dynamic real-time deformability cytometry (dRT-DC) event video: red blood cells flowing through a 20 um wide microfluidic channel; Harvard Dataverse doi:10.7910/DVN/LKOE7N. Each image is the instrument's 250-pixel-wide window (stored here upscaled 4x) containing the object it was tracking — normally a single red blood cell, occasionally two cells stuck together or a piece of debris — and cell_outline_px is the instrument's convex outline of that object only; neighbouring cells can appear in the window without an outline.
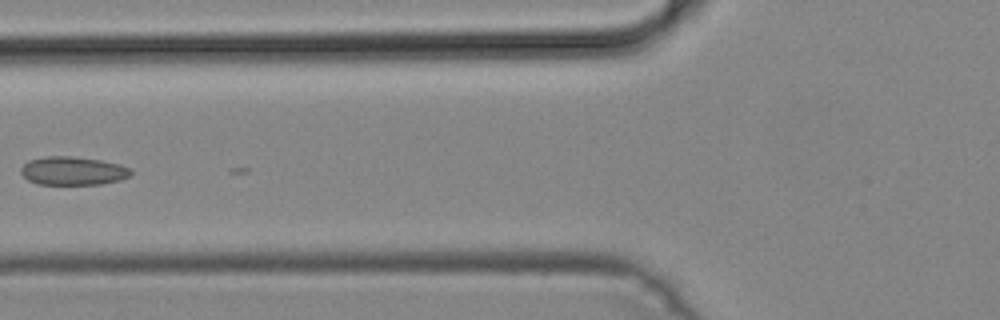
{"species": "common noctule bat (a hibernating species)", "species_latin": "Nyctalus noctula", "temperature_condition": "cold", "stored_images_in_passage": 21, "camera_frame_rate_fps": 3000, "um_per_image_px": 0.085, "animal": {"sex": "male", "body_mass_g": 19.2, "forearm_length_mm": 51.8}, "frame": {"image": 1, "passage_image": 20, "time_ms": 6.333, "image_size_px": [1000, 320], "cell_outline_px": [[132, 172], [128, 176], [120, 180], [100, 184], [36, 184], [28, 180], [20, 172], [20, 168], [28, 160], [44, 156], [72, 156], [100, 160], [120, 164], [132, 168]], "centroid_in_image_um": [6.18, 14.51], "position_along_channel_um": 119.6, "area_um2": 18.32}}